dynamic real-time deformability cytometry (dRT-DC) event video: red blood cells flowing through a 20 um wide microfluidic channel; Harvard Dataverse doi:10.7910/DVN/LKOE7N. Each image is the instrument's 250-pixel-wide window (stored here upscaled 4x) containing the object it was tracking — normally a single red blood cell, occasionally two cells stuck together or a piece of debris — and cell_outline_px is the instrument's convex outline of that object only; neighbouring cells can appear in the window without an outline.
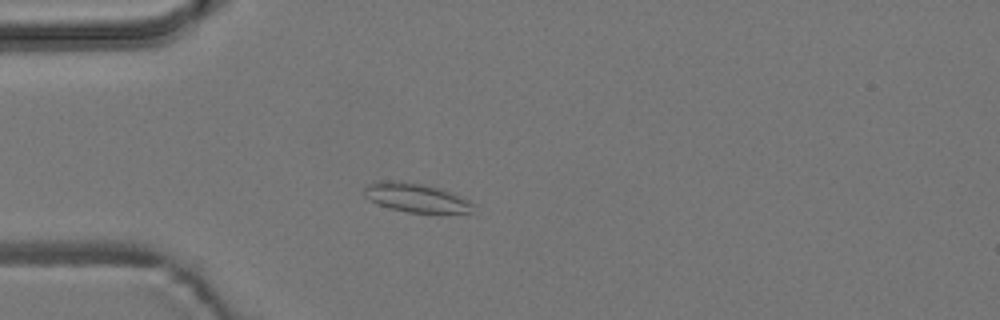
{"species": "common noctule bat (a hibernating species)", "species_latin": "Nyctalus noctula", "temperature_condition": "room temperature", "stored_images_in_passage": 42, "camera_frame_rate_fps": 3000, "um_per_image_px": 0.085, "animal": {"sex": "male", "body_mass_g": 19.2, "forearm_length_mm": 51.8}, "frame": {"image": 1, "passage_image": 3, "time_ms": 0.667, "image_size_px": [1000, 320], "cell_outline_px": [[476, 204], [472, 212], [408, 212], [376, 204], [368, 200], [364, 196], [364, 188], [368, 184], [380, 180], [424, 184], [440, 188], [468, 200]], "centroid_in_image_um": [35.33, 16.8], "position_along_channel_um": 49.7, "area_um2": 18.09}}
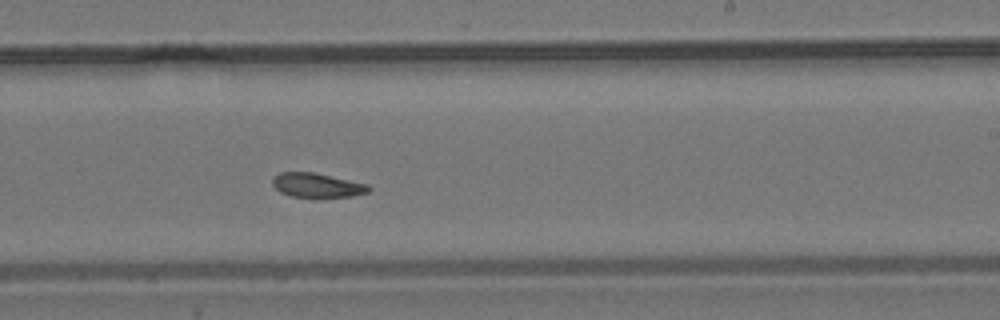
{"frame": {"image": 2, "passage_image": 21, "time_ms": 6.667, "image_size_px": [1000, 320], "cell_outline_px": [[372, 188], [368, 192], [352, 196], [324, 200], [312, 200], [292, 196], [280, 192], [272, 184], [272, 176], [280, 172], [312, 172], [368, 184]], "centroid_in_image_um": [26.95, 15.8], "position_along_channel_um": 262.1, "area_um2": 14.39}}
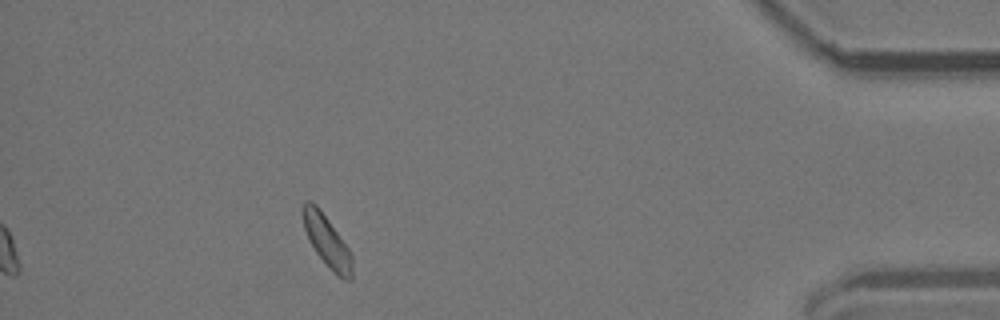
{"frame": {"image": 3, "passage_image": 37, "time_ms": 12.0, "image_size_px": [1000, 320], "cell_outline_px": [[352, 280], [344, 280], [336, 276], [332, 272], [316, 252], [304, 228], [300, 208], [304, 200], [312, 200], [316, 204], [328, 220], [348, 248], [352, 256]], "centroid_in_image_um": [27.77, 20.48], "position_along_channel_um": 407.4, "area_um2": 14.8}, "authors_computed_cell_mechanics": {"area_um2": 14.6234, "velocity_mm_per_s": 3.7579, "shape_relaxation_time_tau1_ms": null, "shape_relaxation_time_tau2_ms": 4.1732, "deformation_change_tau1": null, "deformation_change_tau2": 0.1027}}